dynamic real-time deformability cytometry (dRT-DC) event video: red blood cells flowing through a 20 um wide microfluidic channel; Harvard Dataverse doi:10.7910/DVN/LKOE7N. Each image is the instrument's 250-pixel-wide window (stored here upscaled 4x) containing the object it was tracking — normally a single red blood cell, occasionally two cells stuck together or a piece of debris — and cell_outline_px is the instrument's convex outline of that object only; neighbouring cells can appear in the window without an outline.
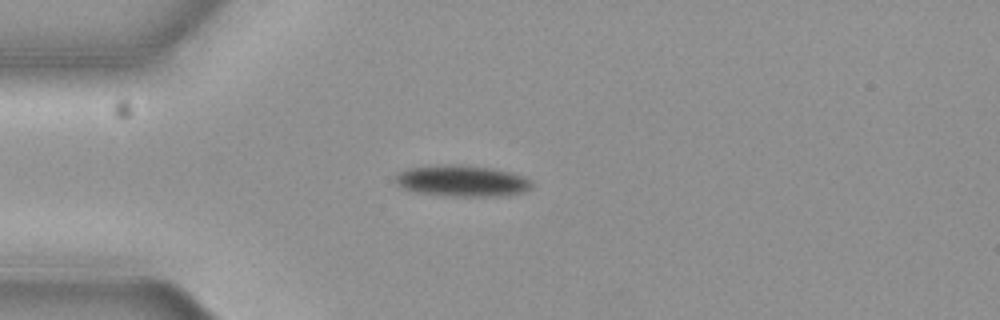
{"species": "common noctule bat (a hibernating species)", "species_latin": "Nyctalus noctula", "temperature_condition": "cold", "stored_images_in_passage": 43, "camera_frame_rate_fps": 3000, "um_per_image_px": 0.085, "animal": {"sex": "female", "body_mass_g": 19.3, "forearm_length_mm": 54.1}, "frame": {"image": 1, "passage_image": 1, "time_ms": 0.0, "image_size_px": [1000, 320], "cell_outline_px": [[532, 188], [520, 192], [496, 196], [452, 196], [416, 192], [404, 188], [396, 184], [396, 172], [408, 168], [452, 164], [464, 164], [492, 168], [512, 172], [524, 176], [532, 180]], "centroid_in_image_um": [39.28, 15.36], "position_along_channel_um": 45.7, "area_um2": 24.85}}
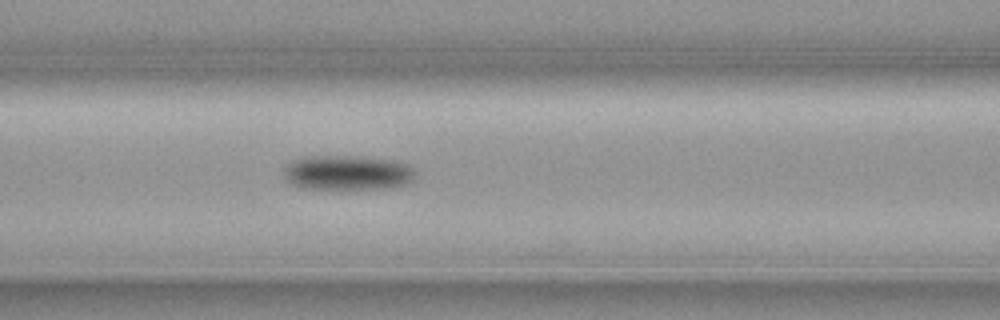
{"frame": {"image": 2, "passage_image": 10, "time_ms": 3.0, "image_size_px": [1000, 320], "cell_outline_px": [[412, 180], [408, 184], [384, 188], [300, 188], [292, 184], [284, 176], [284, 168], [292, 160], [304, 156], [348, 156], [384, 160], [404, 164], [412, 168]], "centroid_in_image_um": [29.43, 14.68], "position_along_channel_um": 137.2, "area_um2": 25.89}}
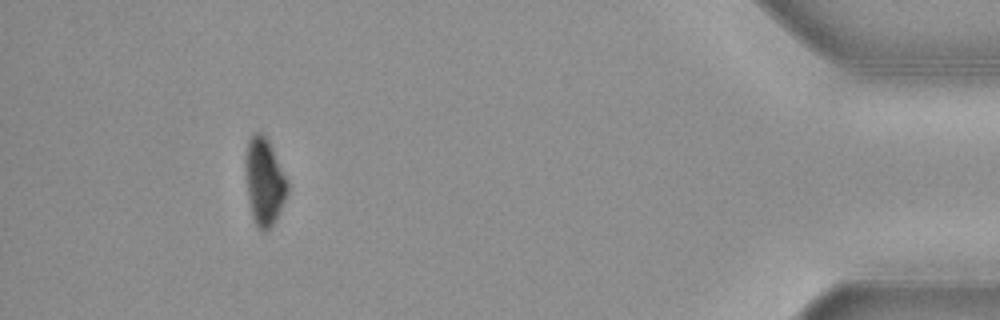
{"frame": {"image": 3, "passage_image": 38, "time_ms": 12.333, "image_size_px": [1000, 320], "cell_outline_px": [[288, 192], [276, 220], [264, 232], [260, 232], [256, 228], [252, 216], [248, 200], [244, 164], [244, 156], [248, 140], [256, 132], [260, 132], [268, 140], [288, 184]], "centroid_in_image_um": [22.42, 15.47], "position_along_channel_um": 412.8, "area_um2": 21.27}, "authors_computed_cell_mechanics": {"area_um2": 25.2008, "velocity_mm_per_s": 3.6696, "shape_relaxation_time_tau1_ms": 4.7621, "shape_relaxation_time_tau2_ms": null, "deformation_change_tau1": 0.1159, "deformation_change_tau2": null}}